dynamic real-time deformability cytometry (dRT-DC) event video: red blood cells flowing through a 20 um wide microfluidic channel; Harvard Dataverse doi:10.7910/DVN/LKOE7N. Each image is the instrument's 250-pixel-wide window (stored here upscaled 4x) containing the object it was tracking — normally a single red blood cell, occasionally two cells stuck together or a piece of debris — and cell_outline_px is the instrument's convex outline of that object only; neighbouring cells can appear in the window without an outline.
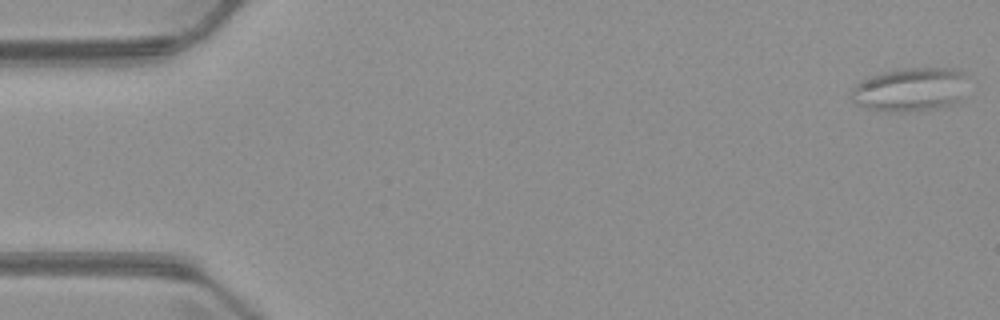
{"species": "common noctule bat (a hibernating species)", "species_latin": "Nyctalus noctula", "temperature_condition": "warm", "stored_images_in_passage": 6, "camera_frame_rate_fps": 3000, "um_per_image_px": 0.085, "animal": {"sex": "male", "body_mass_g": 23.1, "forearm_length_mm": 52.7}, "frame": {"image": 1, "passage_image": 1, "time_ms": 0.0, "image_size_px": [1000, 320], "cell_outline_px": [[964, 100], [952, 104], [932, 108], [904, 112], [880, 112], [856, 104], [848, 96], [852, 88], [856, 84], [872, 76], [884, 72], [904, 68], [948, 68], [960, 72], [964, 76]], "centroid_in_image_um": [77.32, 7.63], "position_along_channel_um": 7.7, "area_um2": 29.59}}
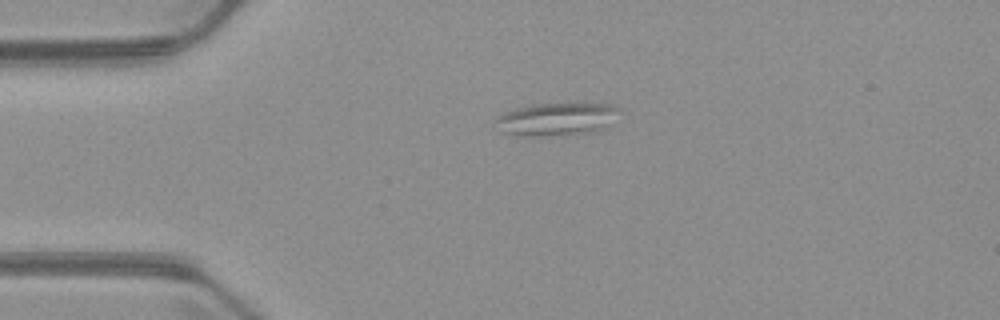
{"frame": {"image": 2, "passage_image": 4, "time_ms": 3.667, "image_size_px": [1000, 320], "cell_outline_px": [[620, 108], [604, 128], [592, 132], [544, 136], [528, 136], [496, 132], [492, 120], [504, 112], [516, 108], [536, 104], [608, 104]], "centroid_in_image_um": [47.15, 10.14], "position_along_channel_um": 37.8, "area_um2": 23.52}}